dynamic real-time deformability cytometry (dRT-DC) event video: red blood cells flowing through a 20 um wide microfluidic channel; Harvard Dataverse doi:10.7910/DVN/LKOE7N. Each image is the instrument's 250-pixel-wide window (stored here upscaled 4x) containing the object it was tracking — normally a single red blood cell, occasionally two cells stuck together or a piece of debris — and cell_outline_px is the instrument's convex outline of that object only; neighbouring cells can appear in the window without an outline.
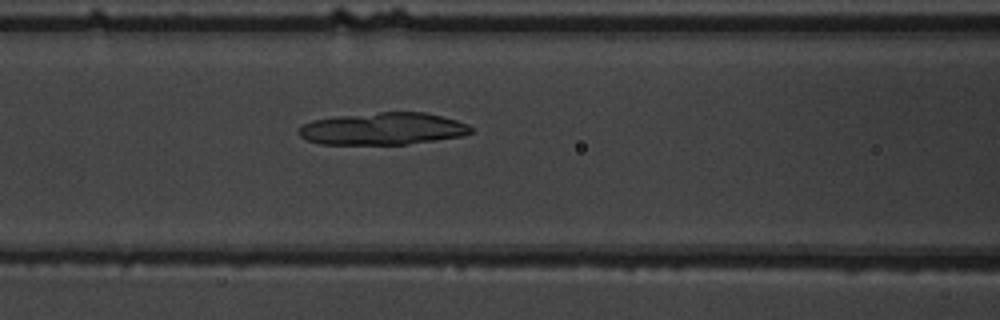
{"species": "common noctule bat (a hibernating species)", "species_latin": "Nyctalus noctula", "temperature_condition": "warm", "stored_images_in_passage": 51, "camera_frame_rate_fps": 3000, "um_per_image_px": 0.085, "animal": {"sex": "male", "body_mass_g": 19.5, "forearm_length_mm": 54.6}, "frame": {"image": 1, "passage_image": 25, "time_ms": 8.0, "image_size_px": [1000, 320], "cell_outline_px": [[472, 132], [460, 136], [436, 140], [408, 144], [320, 144], [308, 140], [300, 136], [296, 132], [296, 128], [312, 120], [340, 116], [380, 112], [424, 112], [456, 120], [468, 124], [472, 128]], "centroid_in_image_um": [32.51, 10.94], "position_along_channel_um": 134.1, "area_um2": 32.19}}
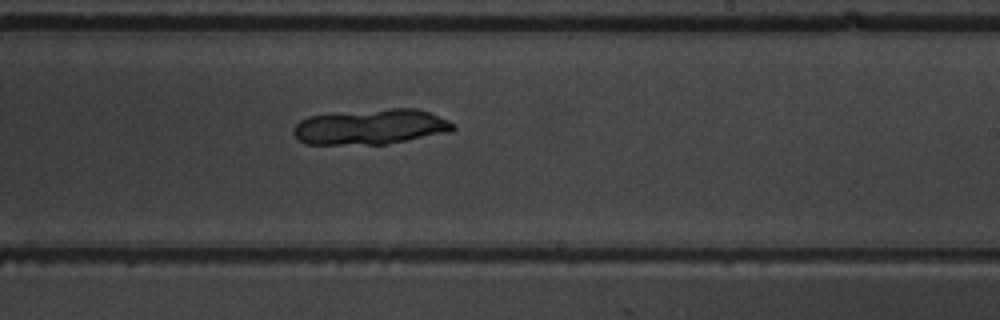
{"frame": {"image": 2, "passage_image": 35, "time_ms": 11.333, "image_size_px": [1000, 320], "cell_outline_px": [[456, 128], [452, 132], [388, 144], [304, 144], [292, 132], [292, 128], [300, 120], [308, 116], [392, 108], [416, 108], [428, 112], [448, 120]], "centroid_in_image_um": [31.53, 10.79], "position_along_channel_um": 257.5, "area_um2": 32.77}}
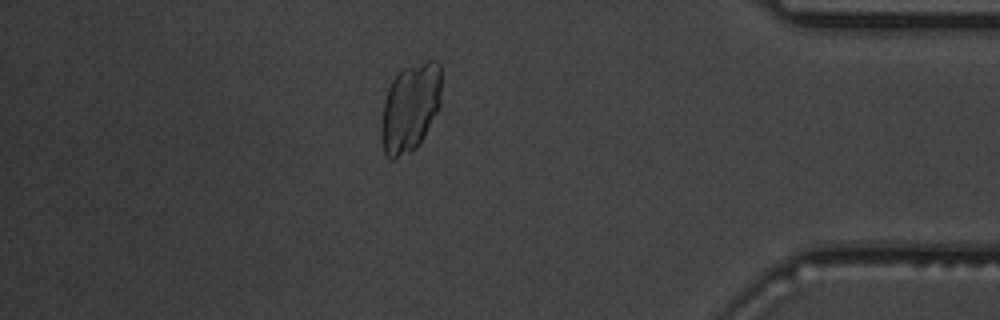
{"frame": {"image": 3, "passage_image": 49, "time_ms": 16.0, "image_size_px": [1000, 320], "cell_outline_px": [[440, 108], [424, 136], [412, 152], [392, 160], [388, 160], [384, 156], [380, 132], [380, 128], [384, 100], [388, 88], [392, 80], [404, 68], [428, 60], [436, 60], [440, 64]], "centroid_in_image_um": [34.84, 9.19], "position_along_channel_um": 400.4, "area_um2": 31.27}}